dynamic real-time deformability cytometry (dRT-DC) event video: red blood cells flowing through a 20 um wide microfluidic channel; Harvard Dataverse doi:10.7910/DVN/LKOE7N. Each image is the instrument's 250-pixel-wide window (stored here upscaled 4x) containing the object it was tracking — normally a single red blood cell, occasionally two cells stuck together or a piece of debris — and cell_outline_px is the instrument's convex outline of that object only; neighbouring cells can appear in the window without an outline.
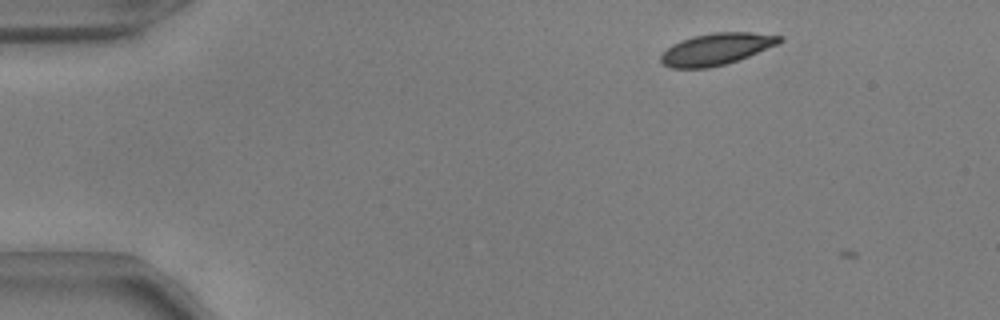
{"species": "common noctule bat (a hibernating species)", "species_latin": "Nyctalus noctula", "temperature_condition": "warm", "stored_images_in_passage": 4, "camera_frame_rate_fps": 3000, "um_per_image_px": 0.085, "animal": {"sex": "male", "body_mass_g": 17.9, "forearm_length_mm": 54.2}, "frame": {"image": 1, "passage_image": 3, "time_ms": 0.667, "image_size_px": [1000, 320], "cell_outline_px": [[784, 40], [776, 44], [748, 56], [724, 64], [708, 68], [672, 68], [660, 64], [660, 56], [672, 44], [680, 40], [692, 36], [716, 32], [752, 32], [784, 36]], "centroid_in_image_um": [60.86, 4.16], "position_along_channel_um": 24.1, "area_um2": 21.85}}